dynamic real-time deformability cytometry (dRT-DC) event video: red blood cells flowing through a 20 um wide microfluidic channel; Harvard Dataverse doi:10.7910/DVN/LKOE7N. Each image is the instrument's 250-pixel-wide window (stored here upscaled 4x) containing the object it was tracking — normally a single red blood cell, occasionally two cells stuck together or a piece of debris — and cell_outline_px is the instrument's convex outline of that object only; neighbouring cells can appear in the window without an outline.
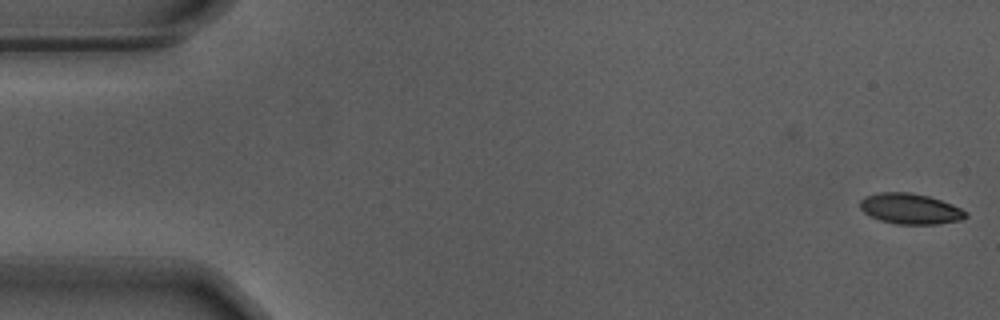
{"species": "Egyptian fruit bat (a non-hibernating species)", "species_latin": "Rousettus aegyptiacus", "temperature_condition": "warm", "stored_images_in_passage": 56, "camera_frame_rate_fps": 3000, "um_per_image_px": 0.085, "animal": {"sex": "male"}, "frame": {"image": 1, "passage_image": 1, "time_ms": 0.0, "image_size_px": [1000, 320], "cell_outline_px": [[968, 216], [960, 220], [936, 224], [896, 224], [880, 220], [864, 212], [860, 208], [860, 200], [864, 196], [880, 192], [912, 192], [928, 196], [952, 204], [968, 212]], "centroid_in_image_um": [77.37, 17.74], "position_along_channel_um": 7.6, "area_um2": 18.84}}
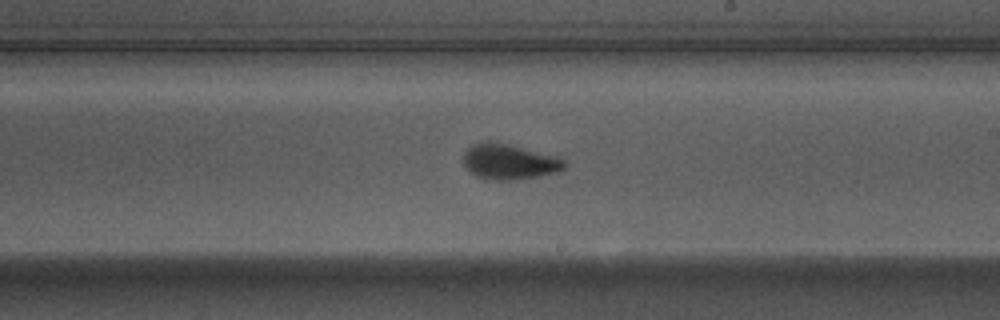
{"frame": {"image": 2, "passage_image": 32, "time_ms": 10.333, "image_size_px": [1000, 320], "cell_outline_px": [[568, 164], [560, 172], [540, 176], [516, 180], [488, 180], [476, 176], [464, 164], [464, 152], [472, 144], [480, 140], [488, 140], [508, 144], [556, 156], [564, 160]], "centroid_in_image_um": [43.29, 13.74], "position_along_channel_um": 245.7, "area_um2": 21.1}}
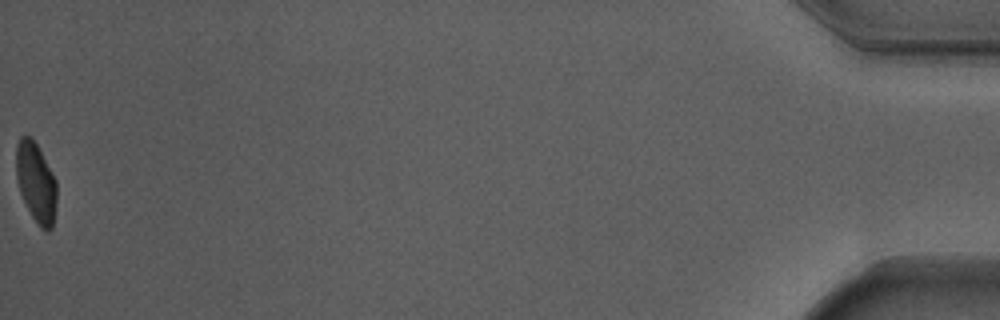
{"frame": {"image": 3, "passage_image": 56, "time_ms": 18.333, "image_size_px": [1000, 320], "cell_outline_px": [[56, 204], [52, 228], [48, 232], [40, 228], [32, 216], [20, 192], [16, 176], [16, 144], [20, 136], [28, 136], [36, 144], [56, 180]], "centroid_in_image_um": [3.05, 15.53], "position_along_channel_um": 432.1, "area_um2": 18.61}, "authors_computed_cell_mechanics": {"area_um2": 19.9699, "velocity_mm_per_s": 3.6822, "shape_relaxation_time_tau1_ms": 3.392, "shape_relaxation_time_tau2_ms": 0.7069, "deformation_change_tau1": 0.15, "deformation_change_tau2": 0.0643}}